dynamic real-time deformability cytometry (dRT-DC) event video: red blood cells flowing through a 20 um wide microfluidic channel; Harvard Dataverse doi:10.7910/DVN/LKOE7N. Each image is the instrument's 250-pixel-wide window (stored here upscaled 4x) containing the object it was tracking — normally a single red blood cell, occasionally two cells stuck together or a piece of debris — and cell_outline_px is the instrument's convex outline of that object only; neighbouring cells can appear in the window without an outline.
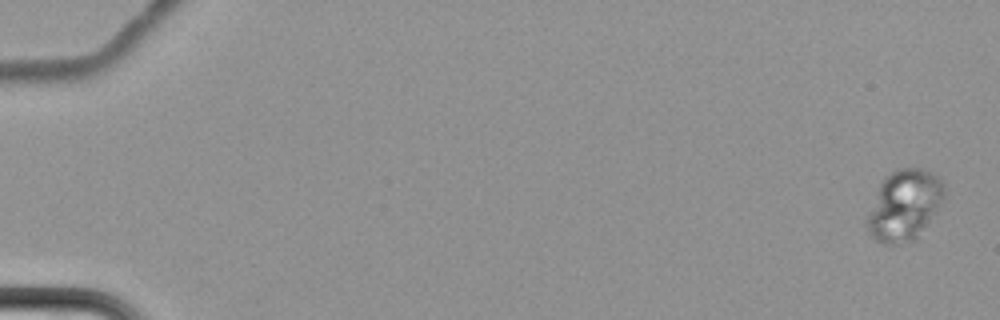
{"species": "common noctule bat (a hibernating species)", "species_latin": "Nyctalus noctula", "temperature_condition": "cold", "stored_images_in_passage": 9, "camera_frame_rate_fps": 3000, "um_per_image_px": 0.085, "animal": {"sex": "female", "body_mass_g": 22.7, "forearm_length_mm": 54.2}, "frame": {"image": 1, "passage_image": 1, "time_ms": 0.0, "image_size_px": [1000, 320], "cell_outline_px": [[944, 200], [916, 236], [912, 240], [896, 244], [884, 244], [876, 240], [868, 232], [864, 224], [864, 220], [880, 184], [884, 176], [896, 168], [920, 168], [932, 172], [944, 184]], "centroid_in_image_um": [76.81, 17.42], "position_along_channel_um": 8.2, "area_um2": 31.56}}
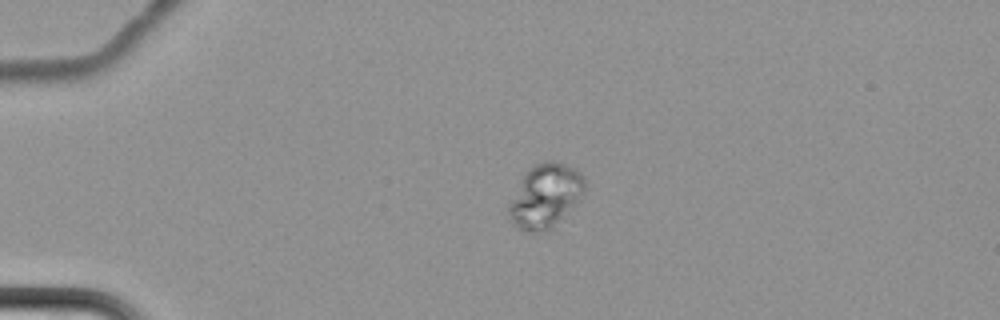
{"frame": {"image": 2, "passage_image": 6, "time_ms": 6.0, "image_size_px": [1000, 320], "cell_outline_px": [[584, 192], [552, 228], [548, 232], [524, 232], [516, 228], [512, 224], [508, 208], [508, 204], [524, 172], [536, 164], [544, 160], [552, 160], [564, 164], [580, 172], [584, 176]], "centroid_in_image_um": [46.3, 16.66], "position_along_channel_um": 38.7, "area_um2": 28.09}}
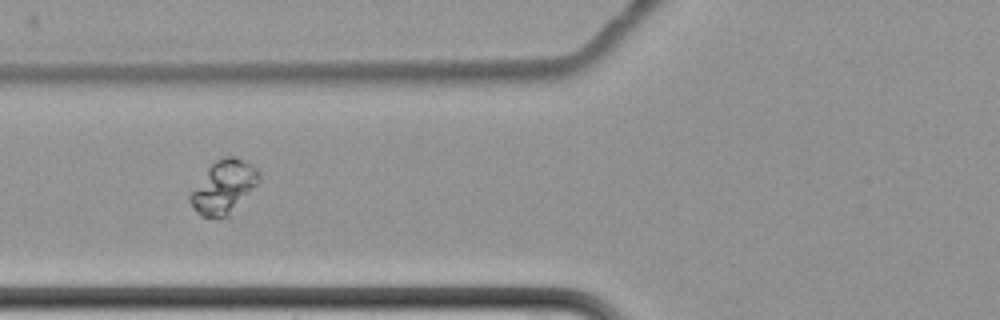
{"frame": {"image": 3, "passage_image": 9, "time_ms": 9.667, "image_size_px": [1000, 320], "cell_outline_px": [[260, 180], [228, 216], [200, 216], [196, 212], [188, 200], [188, 196], [208, 168], [216, 160], [224, 156], [236, 156], [252, 164], [260, 172]], "centroid_in_image_um": [19.01, 15.86], "position_along_channel_um": 106.8, "area_um2": 20.92}}